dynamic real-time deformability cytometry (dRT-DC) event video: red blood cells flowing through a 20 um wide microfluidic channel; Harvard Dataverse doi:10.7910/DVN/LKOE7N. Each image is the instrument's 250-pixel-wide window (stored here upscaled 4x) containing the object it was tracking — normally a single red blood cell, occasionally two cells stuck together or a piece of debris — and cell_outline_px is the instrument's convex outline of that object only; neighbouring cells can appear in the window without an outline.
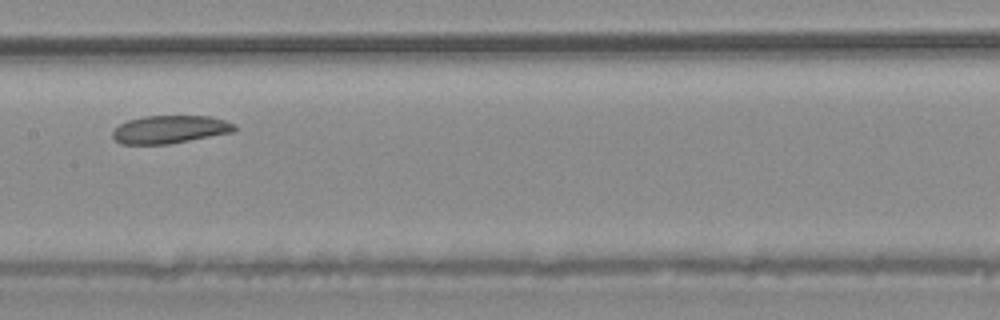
{"species": "common noctule bat (a hibernating species)", "species_latin": "Nyctalus noctula", "temperature_condition": "warm", "stored_images_in_passage": 7, "camera_frame_rate_fps": 3000, "um_per_image_px": 0.085, "animal": {"sex": "male", "body_mass_g": 20.4}, "frame": {"image": 1, "passage_image": 7, "time_ms": 2.0, "image_size_px": [1000, 320], "cell_outline_px": [[236, 128], [232, 132], [168, 144], [120, 144], [112, 136], [112, 132], [120, 124], [128, 120], [144, 116], [212, 116], [236, 124]], "centroid_in_image_um": [14.43, 10.99], "position_along_channel_um": 193.0, "area_um2": 19.71}}